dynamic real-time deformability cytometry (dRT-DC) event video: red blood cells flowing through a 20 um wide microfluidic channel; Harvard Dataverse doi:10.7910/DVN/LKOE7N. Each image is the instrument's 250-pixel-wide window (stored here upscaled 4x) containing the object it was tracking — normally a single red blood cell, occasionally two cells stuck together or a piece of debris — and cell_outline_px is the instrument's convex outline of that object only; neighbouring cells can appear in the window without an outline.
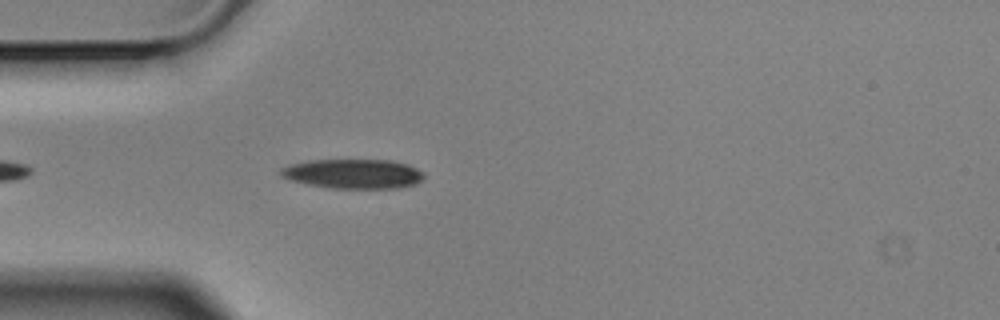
{"species": "Egyptian fruit bat (a non-hibernating species)", "species_latin": "Rousettus aegyptiacus", "temperature_condition": "cold", "stored_images_in_passage": 1, "camera_frame_rate_fps": 3000, "um_per_image_px": 0.085, "animal": {"sex": "male"}, "frame": {"image": 1, "passage_image": 1, "time_ms": 0.0, "image_size_px": [1000, 320], "cell_outline_px": [[424, 176], [416, 184], [400, 188], [332, 188], [308, 184], [292, 180], [280, 176], [280, 168], [292, 164], [308, 160], [388, 160], [408, 164], [424, 172]], "centroid_in_image_um": [30.04, 14.77], "position_along_channel_um": 55.0, "area_um2": 24.57}}